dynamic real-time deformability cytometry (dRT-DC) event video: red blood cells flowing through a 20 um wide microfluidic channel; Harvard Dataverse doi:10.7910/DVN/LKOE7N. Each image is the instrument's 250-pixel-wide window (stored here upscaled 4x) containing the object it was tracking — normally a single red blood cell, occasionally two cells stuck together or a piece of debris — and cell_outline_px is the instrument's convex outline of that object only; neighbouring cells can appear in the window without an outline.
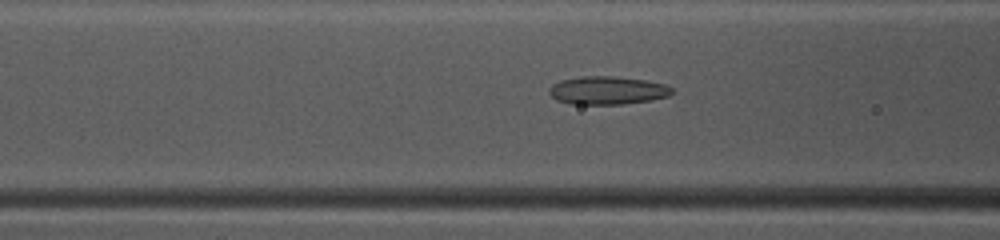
{"species": "common noctule bat (a hibernating species)", "species_latin": "Nyctalus noctula", "temperature_condition": "warm", "stored_images_in_passage": 49, "camera_frame_rate_fps": 3000, "um_per_image_px": 0.085, "animal": {"sex": "female", "body_mass_g": 10.0, "forearm_length_mm": 53.1}, "frame": {"image": 1, "passage_image": 20, "time_ms": 6.333, "image_size_px": [1000, 240], "cell_outline_px": [[676, 92], [668, 96], [648, 100], [620, 104], [568, 104], [556, 100], [548, 92], [548, 88], [552, 84], [560, 80], [580, 76], [612, 76], [644, 80], [664, 84], [672, 88]], "centroid_in_image_um": [51.58, 7.68], "position_along_channel_um": 115.0, "area_um2": 20.17}}
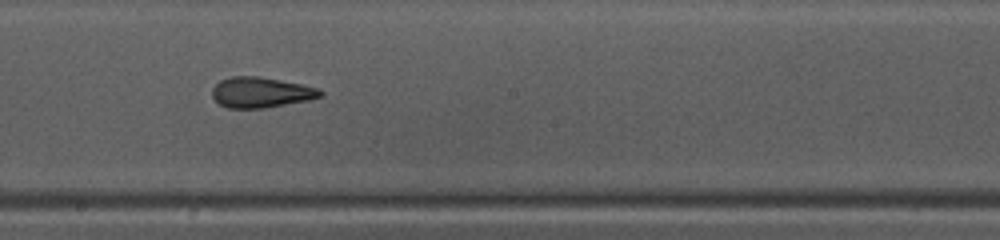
{"frame": {"image": 2, "passage_image": 28, "time_ms": 9.0, "image_size_px": [1000, 240], "cell_outline_px": [[324, 96], [308, 100], [264, 108], [228, 108], [220, 104], [212, 96], [212, 88], [220, 80], [232, 76], [260, 76], [320, 88], [324, 92]], "centroid_in_image_um": [22.2, 7.85], "position_along_channel_um": 226.0, "area_um2": 19.25}}
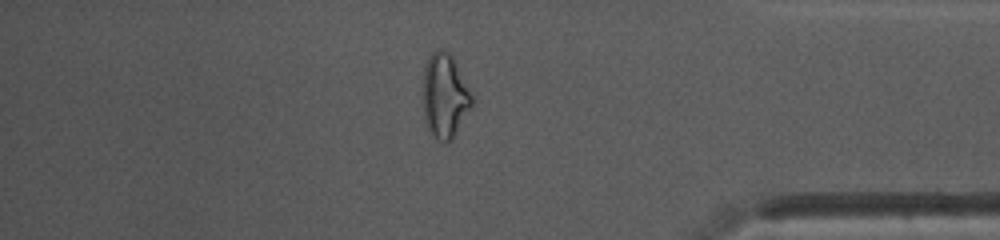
{"frame": {"image": 3, "passage_image": 42, "time_ms": 13.667, "image_size_px": [1000, 240], "cell_outline_px": [[476, 96], [472, 104], [452, 140], [444, 144], [436, 140], [428, 132], [420, 100], [424, 68], [428, 56], [436, 48], [440, 48], [448, 52], [456, 60]], "centroid_in_image_um": [37.79, 8.13], "position_along_channel_um": 397.4, "area_um2": 25.49}, "authors_computed_cell_mechanics": {"area_um2": 20.9814, "velocity_mm_per_s": 4.1424, "shape_relaxation_time_tau1_ms": 9.9464, "shape_relaxation_time_tau2_ms": 1.6104, "deformation_change_tau1": 0.2315, "deformation_change_tau2": 0.1024}}